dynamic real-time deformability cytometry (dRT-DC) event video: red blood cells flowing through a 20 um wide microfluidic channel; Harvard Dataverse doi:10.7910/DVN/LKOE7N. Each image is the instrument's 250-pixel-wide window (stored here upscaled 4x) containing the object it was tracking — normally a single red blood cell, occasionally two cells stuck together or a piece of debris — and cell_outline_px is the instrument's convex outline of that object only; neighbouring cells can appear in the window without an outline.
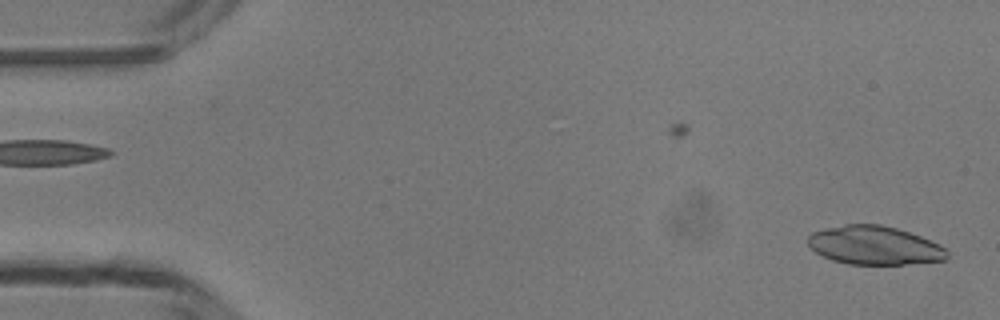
{"species": "common noctule bat (a hibernating species)", "species_latin": "Nyctalus noctula", "temperature_condition": "room temperature", "stored_images_in_passage": 48, "camera_frame_rate_fps": 3000, "um_per_image_px": 0.085, "animal": {"sex": "male", "body_mass_g": 13.3}, "frame": {"image": 1, "passage_image": 1, "time_ms": 0.0, "image_size_px": [1000, 320], "cell_outline_px": [[948, 260], [904, 264], [848, 264], [832, 260], [816, 252], [808, 244], [808, 236], [812, 232], [824, 228], [844, 224], [880, 224], [896, 228], [920, 236], [940, 244], [948, 252]], "centroid_in_image_um": [74.33, 20.85], "position_along_channel_um": 10.7, "area_um2": 31.33}}